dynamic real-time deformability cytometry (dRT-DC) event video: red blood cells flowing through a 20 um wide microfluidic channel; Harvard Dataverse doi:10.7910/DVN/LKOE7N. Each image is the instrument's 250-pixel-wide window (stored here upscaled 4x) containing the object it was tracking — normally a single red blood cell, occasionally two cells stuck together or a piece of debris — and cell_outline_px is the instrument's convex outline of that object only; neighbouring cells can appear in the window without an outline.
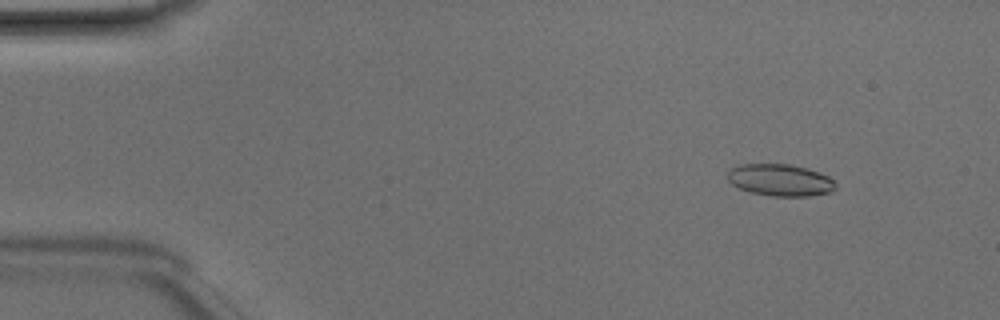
{"species": "Egyptian fruit bat (a non-hibernating species)", "species_latin": "Rousettus aegyptiacus", "temperature_condition": "room temperature", "stored_images_in_passage": 49, "camera_frame_rate_fps": 3000, "um_per_image_px": 0.085, "animal": {"sex": "male"}, "frame": {"image": 1, "passage_image": 6, "time_ms": 1.667, "image_size_px": [1000, 320], "cell_outline_px": [[836, 188], [828, 192], [808, 196], [772, 196], [752, 192], [740, 188], [732, 184], [728, 180], [728, 168], [736, 164], [792, 164], [828, 176], [836, 184]], "centroid_in_image_um": [66.26, 15.29], "position_along_channel_um": 18.7, "area_um2": 19.94}}
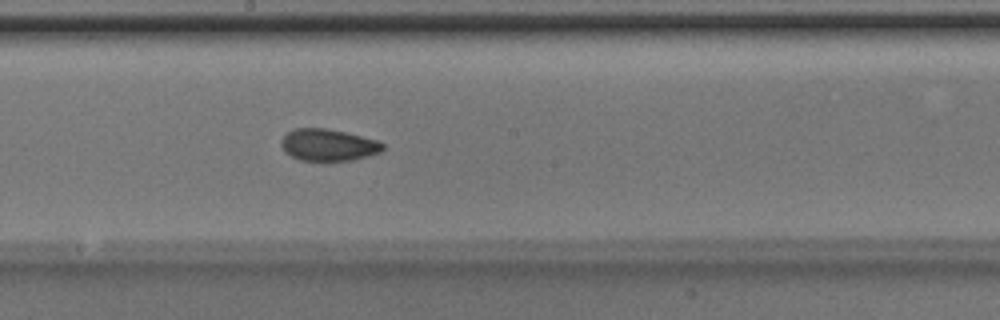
{"frame": {"image": 2, "passage_image": 27, "time_ms": 8.667, "image_size_px": [1000, 320], "cell_outline_px": [[384, 148], [380, 152], [368, 156], [352, 160], [300, 160], [284, 152], [280, 144], [280, 140], [288, 132], [296, 128], [324, 128], [344, 132], [376, 140], [384, 144]], "centroid_in_image_um": [27.87, 12.32], "position_along_channel_um": 220.3, "area_um2": 18.67}}
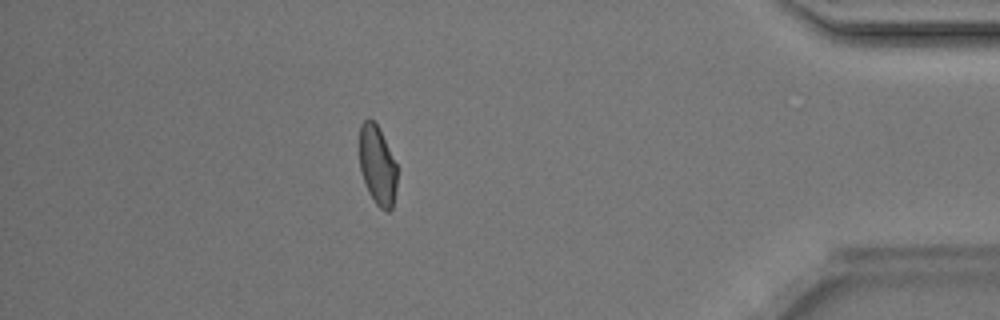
{"frame": {"image": 3, "passage_image": 43, "time_ms": 14.0, "image_size_px": [1000, 320], "cell_outline_px": [[396, 188], [392, 208], [388, 212], [380, 208], [376, 204], [368, 192], [364, 184], [360, 172], [360, 124], [368, 116], [380, 128], [396, 164]], "centroid_in_image_um": [32.06, 14.04], "position_along_channel_um": 403.1, "area_um2": 17.51}, "authors_computed_cell_mechanics": {"area_um2": 19.1896, "velocity_mm_per_s": 4.224, "shape_relaxation_time_tau1_ms": 4.4603, "shape_relaxation_time_tau2_ms": 1.4195, "deformation_change_tau1": 0.117, "deformation_change_tau2": 0.0449}}